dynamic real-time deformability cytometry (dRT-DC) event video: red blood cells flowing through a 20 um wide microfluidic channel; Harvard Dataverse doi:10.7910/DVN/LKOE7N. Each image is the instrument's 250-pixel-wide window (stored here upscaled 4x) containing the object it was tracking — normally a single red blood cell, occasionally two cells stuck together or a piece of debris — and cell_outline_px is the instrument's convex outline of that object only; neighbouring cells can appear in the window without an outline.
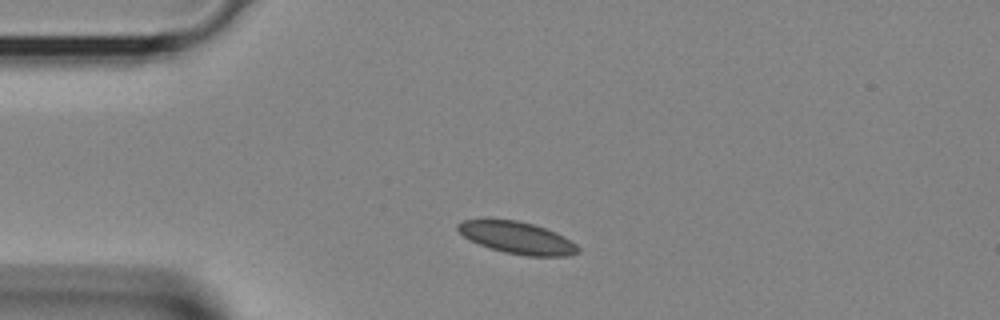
{"species": "Egyptian fruit bat (a non-hibernating species)", "species_latin": "Rousettus aegyptiacus", "temperature_condition": "room temperature", "stored_images_in_passage": 27, "camera_frame_rate_fps": 3000, "um_per_image_px": 0.085, "animal": {"sex": "female"}, "frame": {"image": 1, "passage_image": 4, "time_ms": 1.0, "image_size_px": [1000, 320], "cell_outline_px": [[580, 252], [568, 256], [528, 256], [504, 252], [480, 244], [464, 236], [456, 228], [456, 224], [464, 220], [516, 220], [532, 224], [556, 232], [564, 236], [576, 244], [580, 248]], "centroid_in_image_um": [44.01, 20.22], "position_along_channel_um": 41.0, "area_um2": 22.08}}
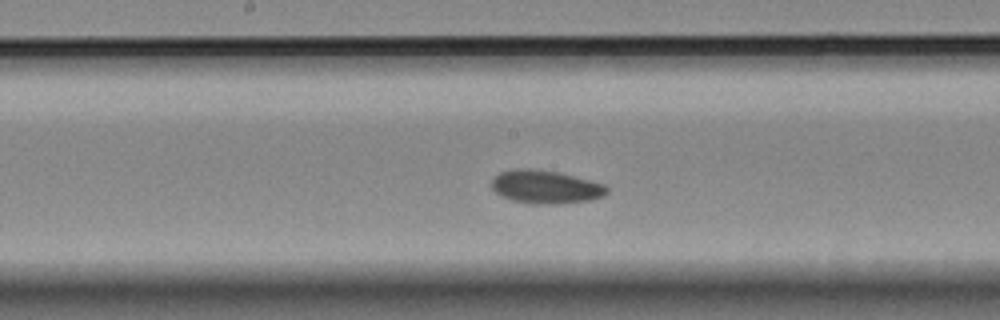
{"frame": {"image": 2, "passage_image": 15, "time_ms": 4.667, "image_size_px": [1000, 320], "cell_outline_px": [[608, 192], [604, 196], [588, 200], [552, 204], [532, 204], [512, 200], [500, 196], [492, 188], [492, 176], [500, 172], [512, 168], [532, 168], [560, 172], [604, 184], [608, 188]], "centroid_in_image_um": [46.33, 15.87], "position_along_channel_um": 201.9, "area_um2": 22.54}}
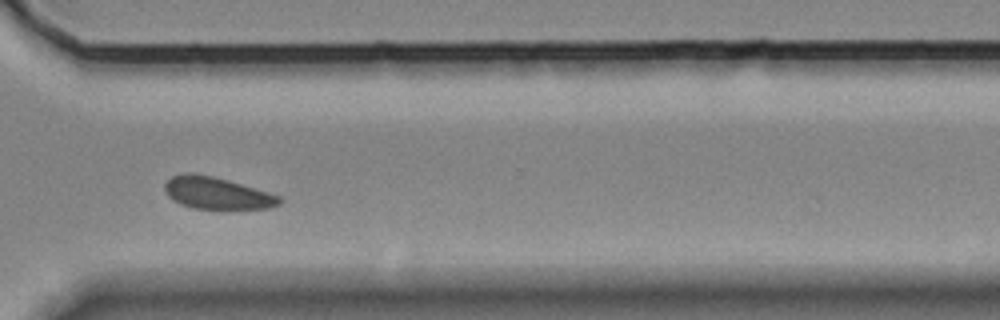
{"frame": {"image": 3, "passage_image": 24, "time_ms": 7.667, "image_size_px": [1000, 320], "cell_outline_px": [[284, 200], [280, 204], [272, 208], [196, 208], [180, 204], [172, 200], [168, 196], [164, 188], [164, 184], [172, 176], [184, 172], [192, 172], [212, 176], [228, 180], [268, 192], [280, 196]], "centroid_in_image_um": [18.42, 16.4], "position_along_channel_um": 352.2, "area_um2": 21.27}}